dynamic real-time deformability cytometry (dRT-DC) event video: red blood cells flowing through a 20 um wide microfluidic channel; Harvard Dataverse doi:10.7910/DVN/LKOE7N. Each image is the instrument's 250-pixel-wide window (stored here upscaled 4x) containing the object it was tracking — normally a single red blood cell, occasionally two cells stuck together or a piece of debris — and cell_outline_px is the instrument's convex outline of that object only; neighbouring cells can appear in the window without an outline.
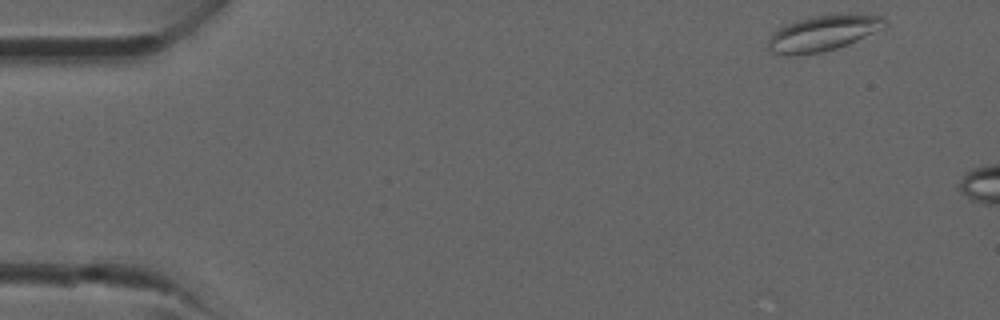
{"species": "common noctule bat (a hibernating species)", "species_latin": "Nyctalus noctula", "temperature_condition": "room temperature", "stored_images_in_passage": 5, "camera_frame_rate_fps": 3000, "um_per_image_px": 0.085, "animal": {"sex": "male", "forearm_length_mm": 52.5}, "frame": {"image": 1, "passage_image": 1, "time_ms": 0.0, "image_size_px": [1000, 320], "cell_outline_px": [[888, 24], [884, 28], [848, 44], [836, 48], [820, 52], [796, 56], [788, 56], [768, 52], [768, 40], [772, 32], [788, 24], [812, 16], [880, 16], [888, 20]], "centroid_in_image_um": [69.89, 2.88], "position_along_channel_um": 15.1, "area_um2": 23.64}}